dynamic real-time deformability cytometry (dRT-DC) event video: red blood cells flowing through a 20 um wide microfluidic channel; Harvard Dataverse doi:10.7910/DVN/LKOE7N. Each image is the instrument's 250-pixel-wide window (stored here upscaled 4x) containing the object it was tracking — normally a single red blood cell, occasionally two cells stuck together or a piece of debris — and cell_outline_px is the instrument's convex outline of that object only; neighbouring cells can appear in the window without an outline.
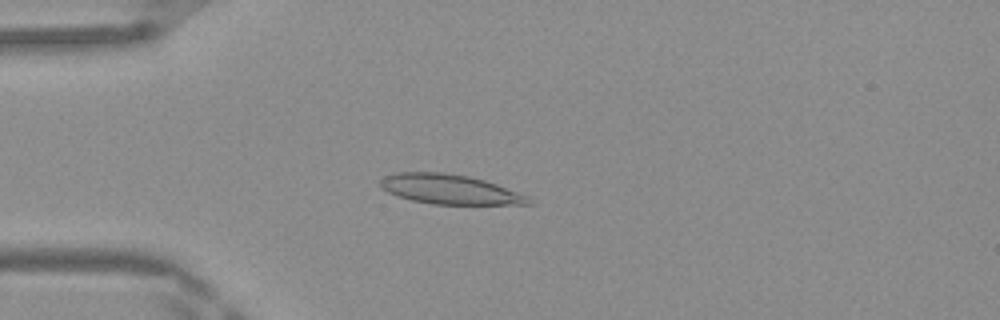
{"species": "Egyptian fruit bat (a non-hibernating species)", "species_latin": "Rousettus aegyptiacus", "temperature_condition": "warm", "stored_images_in_passage": 48, "camera_frame_rate_fps": 3000, "um_per_image_px": 0.085, "frame": {"image": 1, "passage_image": 13, "time_ms": 4.0, "image_size_px": [1000, 320], "cell_outline_px": [[532, 204], [432, 204], [412, 200], [396, 196], [380, 188], [380, 180], [384, 176], [396, 172], [444, 172], [468, 176], [484, 180], [496, 184], [528, 196]], "centroid_in_image_um": [38.17, 16.08], "position_along_channel_um": 46.8, "area_um2": 25.55}}
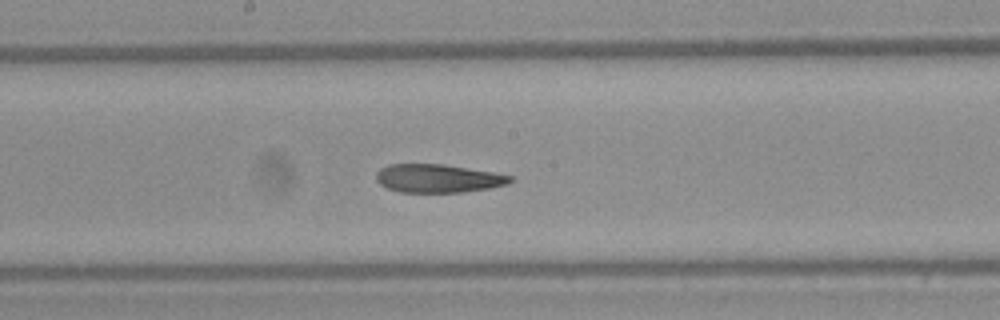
{"frame": {"image": 2, "passage_image": 26, "time_ms": 8.333, "image_size_px": [1000, 320], "cell_outline_px": [[516, 180], [508, 184], [488, 188], [460, 192], [400, 192], [388, 188], [380, 184], [376, 180], [376, 172], [380, 168], [388, 164], [444, 164], [496, 172], [512, 176]], "centroid_in_image_um": [37.25, 15.15], "position_along_channel_um": 210.9, "area_um2": 22.31}}
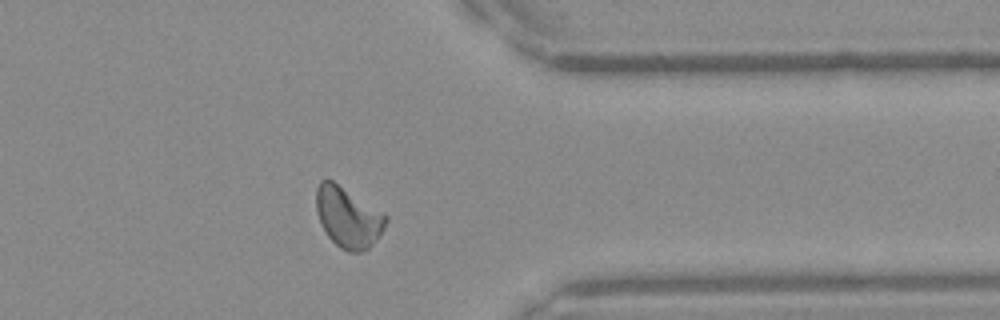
{"frame": {"image": 3, "passage_image": 39, "time_ms": 12.667, "image_size_px": [1000, 320], "cell_outline_px": [[388, 220], [384, 228], [372, 244], [368, 248], [360, 252], [348, 252], [340, 248], [328, 236], [320, 224], [316, 208], [316, 188], [320, 180], [332, 180], [384, 212], [388, 216]], "centroid_in_image_um": [29.58, 18.46], "position_along_channel_um": 381.8, "area_um2": 24.57}, "authors_computed_cell_mechanics": {"area_um2": 23.9581, "velocity_mm_per_s": 4.1693, "shape_relaxation_time_tau1_ms": 6.2757, "shape_relaxation_time_tau2_ms": 3.2603, "deformation_change_tau1": 0.2126, "deformation_change_tau2": 0.1193}}